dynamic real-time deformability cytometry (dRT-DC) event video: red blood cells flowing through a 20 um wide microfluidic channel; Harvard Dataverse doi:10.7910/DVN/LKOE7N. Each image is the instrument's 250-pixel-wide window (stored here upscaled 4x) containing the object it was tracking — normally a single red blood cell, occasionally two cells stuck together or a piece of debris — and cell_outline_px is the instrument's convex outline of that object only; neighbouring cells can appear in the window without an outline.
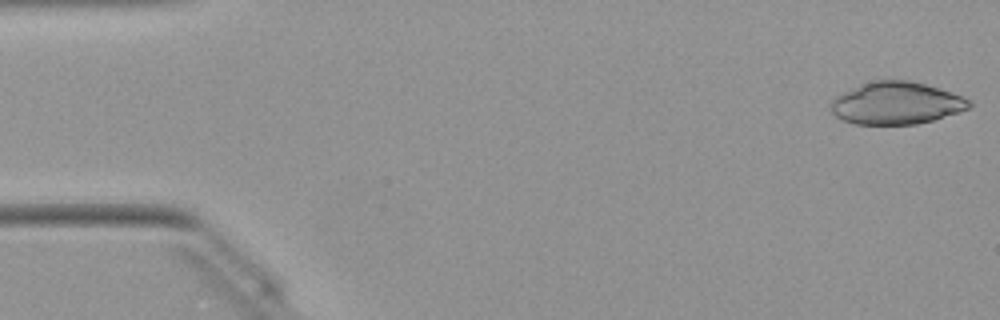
{"species": "Egyptian fruit bat (a non-hibernating species)", "species_latin": "Rousettus aegyptiacus", "temperature_condition": "warm", "stored_images_in_passage": 48, "camera_frame_rate_fps": 3000, "um_per_image_px": 0.085, "animal": {"sex": "female"}, "frame": {"image": 1, "passage_image": 1, "time_ms": 0.0, "image_size_px": [1000, 320], "cell_outline_px": [[972, 104], [968, 108], [960, 112], [932, 120], [916, 124], [856, 124], [844, 120], [836, 116], [832, 112], [832, 100], [836, 96], [860, 84], [876, 80], [908, 80], [924, 84], [960, 96], [968, 100]], "centroid_in_image_um": [76.16, 8.77], "position_along_channel_um": 8.8, "area_um2": 33.52}}
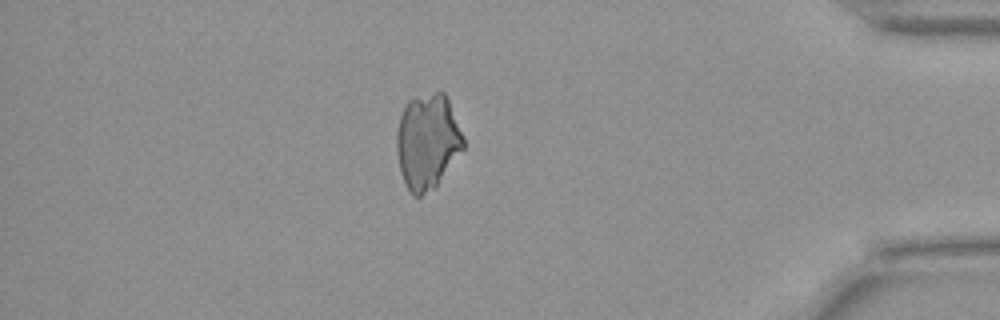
{"frame": {"image": 2, "passage_image": 42, "time_ms": 13.667, "image_size_px": [1000, 320], "cell_outline_px": [[464, 148], [436, 188], [420, 196], [412, 196], [400, 172], [396, 148], [396, 136], [400, 116], [408, 100], [436, 92], [444, 92], [448, 96], [464, 136]], "centroid_in_image_um": [36.36, 12.05], "position_along_channel_um": 398.8, "area_um2": 37.34}}